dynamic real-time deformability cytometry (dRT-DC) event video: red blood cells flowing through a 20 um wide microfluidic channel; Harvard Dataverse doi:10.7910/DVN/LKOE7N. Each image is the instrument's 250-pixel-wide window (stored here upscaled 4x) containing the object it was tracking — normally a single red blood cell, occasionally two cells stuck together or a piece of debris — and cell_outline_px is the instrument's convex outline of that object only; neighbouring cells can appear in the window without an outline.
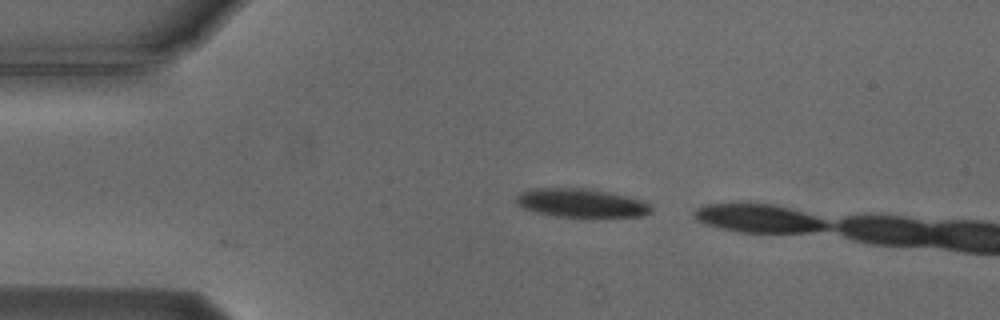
{"species": "Egyptian fruit bat (a non-hibernating species)", "species_latin": "Rousettus aegyptiacus", "temperature_condition": "cold", "stored_images_in_passage": 3, "camera_frame_rate_fps": 3000, "um_per_image_px": 0.085, "animal": {"sex": "male"}, "frame": {"image": 1, "passage_image": 3, "time_ms": 0.667, "image_size_px": [1000, 320], "cell_outline_px": [[652, 212], [644, 216], [588, 220], [556, 216], [536, 212], [524, 208], [516, 204], [516, 196], [520, 192], [536, 188], [584, 188], [608, 192], [644, 200], [652, 208]], "centroid_in_image_um": [49.47, 17.31], "position_along_channel_um": 35.5, "area_um2": 23.52}}